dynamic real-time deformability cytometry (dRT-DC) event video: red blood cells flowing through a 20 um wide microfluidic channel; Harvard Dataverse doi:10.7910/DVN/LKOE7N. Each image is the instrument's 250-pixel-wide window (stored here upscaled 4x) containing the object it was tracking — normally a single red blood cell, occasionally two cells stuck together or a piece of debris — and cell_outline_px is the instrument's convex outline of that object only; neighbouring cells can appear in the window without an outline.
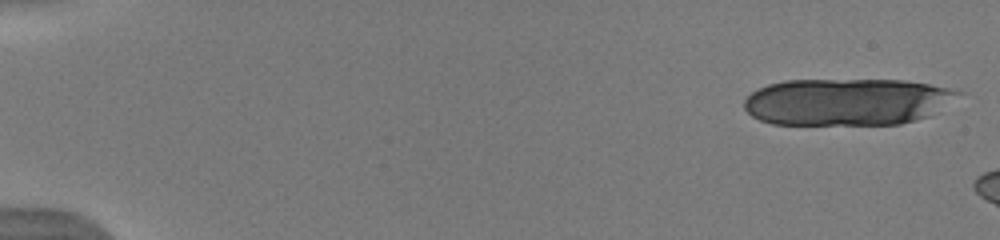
{"species": "human", "species_latin": "Homo sapiens", "temperature_condition": "warm", "stored_images_in_passage": 7, "camera_frame_rate_fps": 3000, "um_per_image_px": 0.085, "donor": {"sex": "male"}, "frame": {"image": 1, "passage_image": 1, "time_ms": 0.0, "image_size_px": [1000, 240], "cell_outline_px": [[968, 92], [928, 116], [916, 120], [900, 124], [772, 124], [760, 120], [752, 116], [744, 108], [744, 100], [752, 92], [768, 84], [784, 80], [904, 80], [928, 84]], "centroid_in_image_um": [72.02, 8.65], "position_along_channel_um": 13.0, "area_um2": 58.72}}